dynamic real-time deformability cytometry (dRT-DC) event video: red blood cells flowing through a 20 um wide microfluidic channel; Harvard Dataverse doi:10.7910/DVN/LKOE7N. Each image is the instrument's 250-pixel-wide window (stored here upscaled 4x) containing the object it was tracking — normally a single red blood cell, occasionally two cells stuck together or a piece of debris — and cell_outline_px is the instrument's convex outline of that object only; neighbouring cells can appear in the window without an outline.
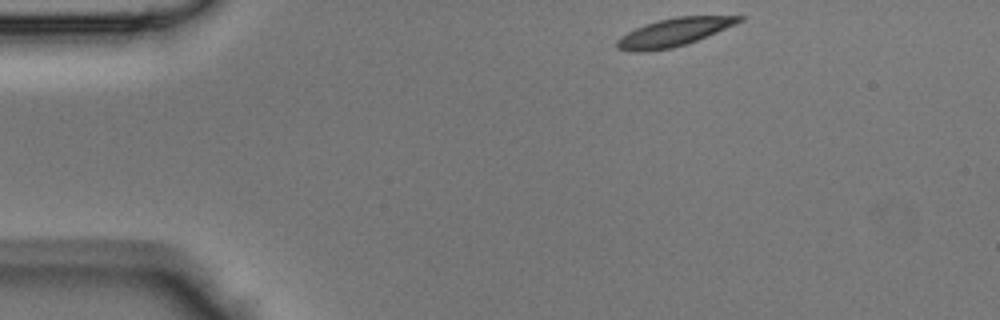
{"species": "Egyptian fruit bat (a non-hibernating species)", "species_latin": "Rousettus aegyptiacus", "temperature_condition": "room temperature", "stored_images_in_passage": 41, "camera_frame_rate_fps": 3000, "um_per_image_px": 0.085, "animal": {"sex": "male"}, "frame": {"image": 1, "passage_image": 1, "time_ms": 0.0, "image_size_px": [1000, 320], "cell_outline_px": [[744, 20], [736, 24], [696, 40], [672, 48], [644, 52], [636, 52], [616, 48], [616, 40], [620, 36], [644, 24], [676, 16], [744, 16]], "centroid_in_image_um": [57.24, 2.74], "position_along_channel_um": 27.8, "area_um2": 19.71}}
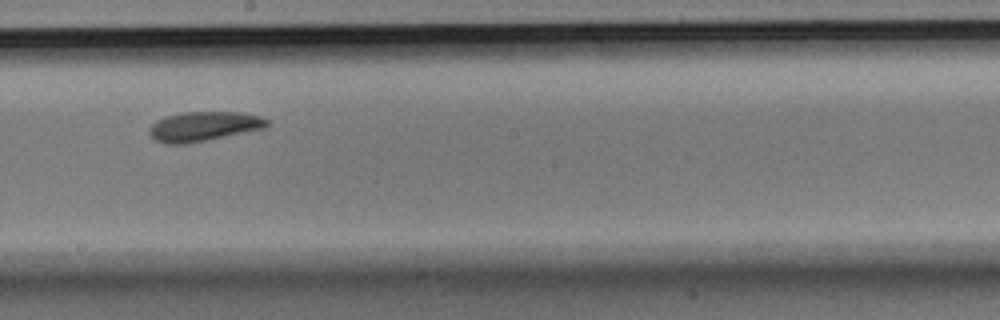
{"frame": {"image": 2, "passage_image": 20, "time_ms": 6.333, "image_size_px": [1000, 320], "cell_outline_px": [[272, 124], [264, 128], [208, 140], [188, 144], [164, 144], [156, 140], [148, 132], [148, 128], [156, 120], [164, 116], [184, 112], [244, 112], [260, 116], [268, 120]], "centroid_in_image_um": [17.31, 10.74], "position_along_channel_um": 230.9, "area_um2": 20.52}}
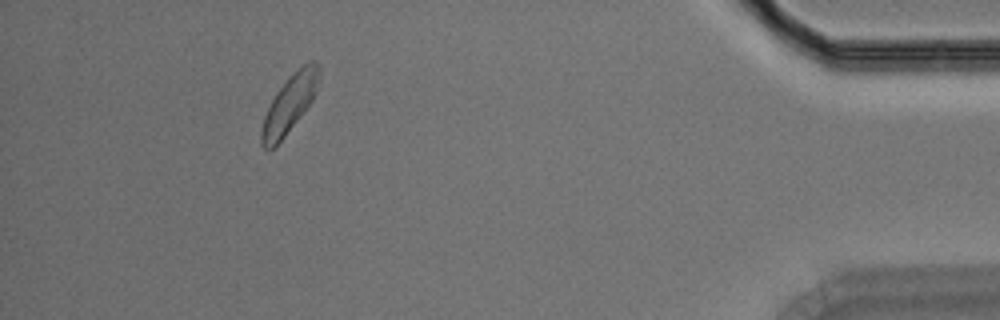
{"frame": {"image": 3, "passage_image": 37, "time_ms": 12.0, "image_size_px": [1000, 320], "cell_outline_px": [[320, 68], [316, 92], [312, 100], [276, 148], [264, 148], [260, 144], [260, 132], [264, 116], [276, 92], [304, 64], [312, 60], [316, 60], [320, 64]], "centroid_in_image_um": [24.6, 8.88], "position_along_channel_um": 410.6, "area_um2": 18.9}}